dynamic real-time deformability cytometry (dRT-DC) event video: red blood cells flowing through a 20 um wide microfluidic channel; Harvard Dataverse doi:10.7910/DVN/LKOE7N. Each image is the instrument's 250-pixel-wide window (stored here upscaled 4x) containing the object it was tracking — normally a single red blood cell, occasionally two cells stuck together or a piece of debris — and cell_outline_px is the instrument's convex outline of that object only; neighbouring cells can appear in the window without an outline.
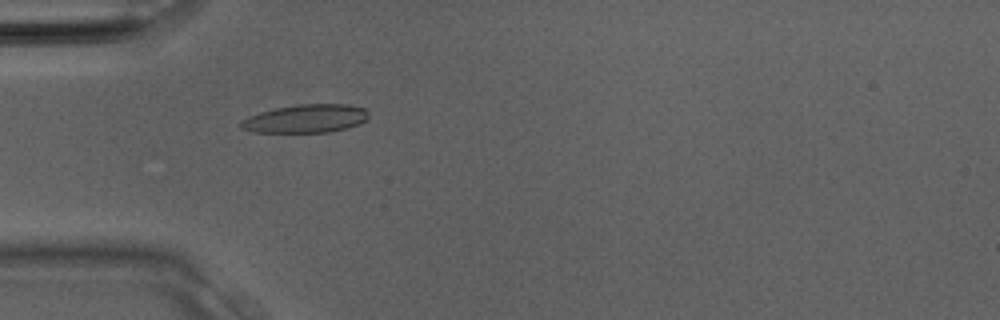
{"species": "Egyptian fruit bat (a non-hibernating species)", "species_latin": "Rousettus aegyptiacus", "temperature_condition": "room temperature", "stored_images_in_passage": 32, "camera_frame_rate_fps": 3000, "um_per_image_px": 0.085, "animal": {"sex": "male"}, "frame": {"image": 1, "passage_image": 10, "time_ms": 3.0, "image_size_px": [1000, 320], "cell_outline_px": [[368, 120], [348, 128], [332, 132], [252, 132], [240, 128], [240, 120], [248, 116], [260, 112], [276, 108], [300, 104], [348, 104], [364, 108], [368, 112]], "centroid_in_image_um": [25.99, 10.09], "position_along_channel_um": 59.0, "area_um2": 21.21}}
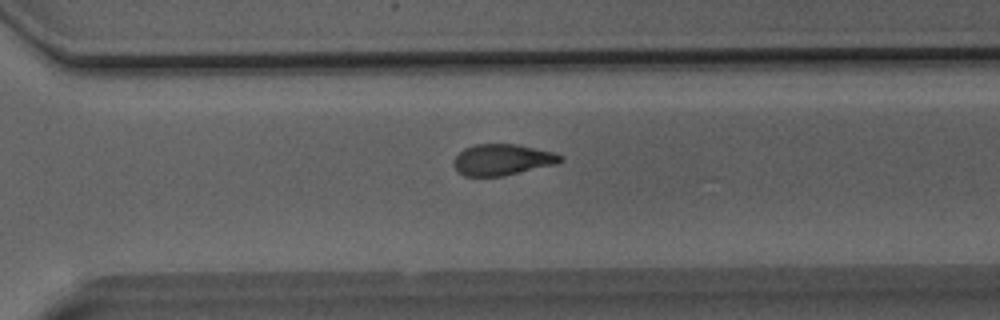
{"frame": {"image": 2, "passage_image": 23, "time_ms": 7.333, "image_size_px": [1000, 320], "cell_outline_px": [[564, 160], [556, 164], [504, 176], [464, 176], [456, 172], [452, 164], [452, 160], [464, 148], [476, 144], [516, 144], [552, 152], [564, 156]], "centroid_in_image_um": [42.66, 13.58], "position_along_channel_um": 327.9, "area_um2": 19.54}}
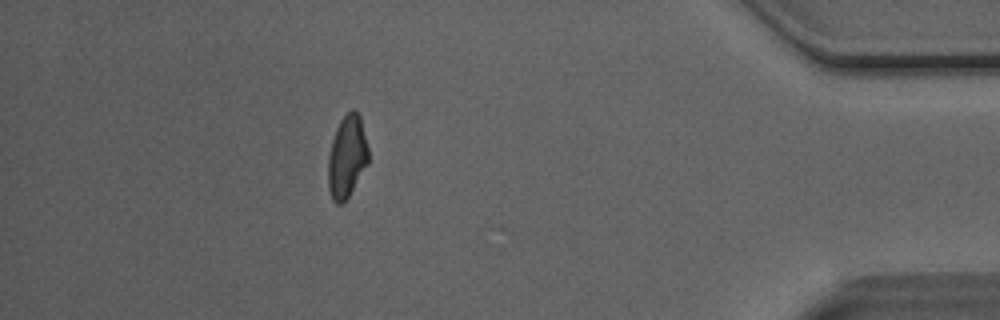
{"frame": {"image": 3, "passage_image": 29, "time_ms": 9.333, "image_size_px": [1000, 320], "cell_outline_px": [[368, 164], [348, 196], [340, 204], [336, 204], [332, 200], [328, 188], [328, 156], [332, 140], [336, 128], [340, 120], [352, 108], [360, 116], [368, 148]], "centroid_in_image_um": [29.48, 13.32], "position_along_channel_um": 405.7, "area_um2": 19.19}}